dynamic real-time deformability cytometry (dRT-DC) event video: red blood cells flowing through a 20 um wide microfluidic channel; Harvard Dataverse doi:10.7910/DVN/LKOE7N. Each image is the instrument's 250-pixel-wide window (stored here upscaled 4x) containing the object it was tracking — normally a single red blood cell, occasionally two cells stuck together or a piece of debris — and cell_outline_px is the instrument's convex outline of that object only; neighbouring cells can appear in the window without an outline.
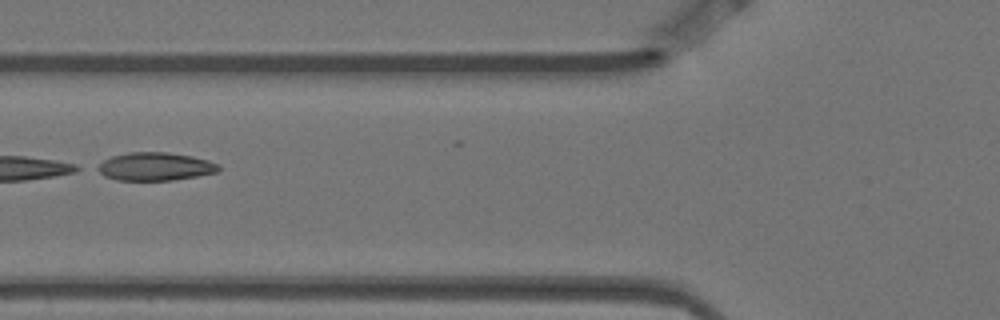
{"species": "Egyptian fruit bat (a non-hibernating species)", "species_latin": "Rousettus aegyptiacus", "temperature_condition": "warm", "stored_images_in_passage": 4, "camera_frame_rate_fps": 3000, "um_per_image_px": 0.085, "animal": {"sex": "female"}, "frame": {"image": 1, "passage_image": 2, "time_ms": 0.333, "image_size_px": [1000, 320], "cell_outline_px": [[220, 168], [216, 172], [196, 176], [172, 180], [116, 180], [104, 176], [92, 168], [104, 160], [112, 156], [128, 152], [168, 152], [192, 156], [208, 160], [220, 164]], "centroid_in_image_um": [13.14, 14.15], "position_along_channel_um": 112.7, "area_um2": 20.0}}